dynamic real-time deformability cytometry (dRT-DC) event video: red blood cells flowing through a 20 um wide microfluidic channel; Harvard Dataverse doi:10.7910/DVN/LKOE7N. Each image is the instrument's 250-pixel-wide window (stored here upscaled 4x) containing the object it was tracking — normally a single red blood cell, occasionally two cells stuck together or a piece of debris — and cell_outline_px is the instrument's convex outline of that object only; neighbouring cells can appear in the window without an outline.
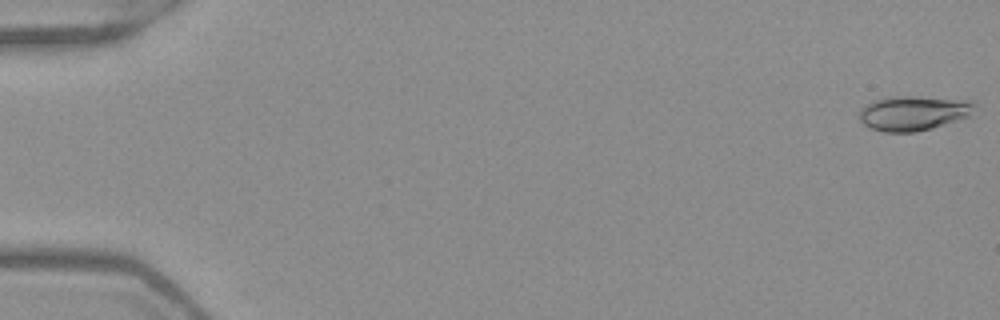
{"species": "Egyptian fruit bat (a non-hibernating species)", "species_latin": "Rousettus aegyptiacus", "temperature_condition": "warm", "stored_images_in_passage": 52, "camera_frame_rate_fps": 3000, "um_per_image_px": 0.085, "frame": {"image": 1, "passage_image": 1, "time_ms": 0.0, "image_size_px": [1000, 320], "cell_outline_px": [[976, 104], [972, 116], [932, 128], [916, 132], [884, 132], [868, 128], [860, 120], [860, 108], [876, 100], [888, 96], [916, 96], [972, 100]], "centroid_in_image_um": [77.68, 9.61], "position_along_channel_um": 7.3, "area_um2": 23.64}}
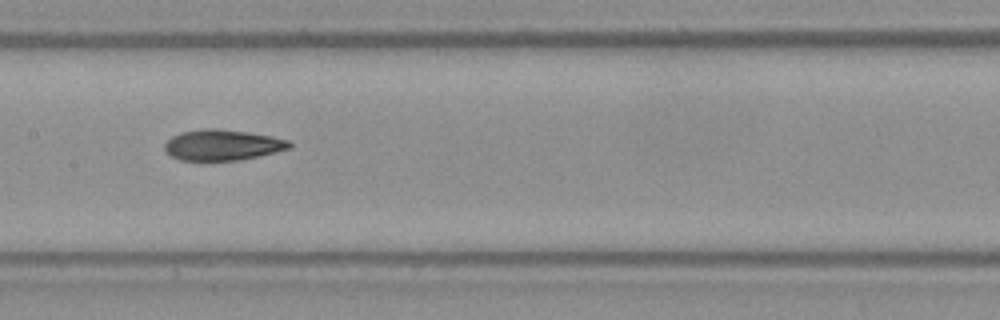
{"frame": {"image": 2, "passage_image": 27, "time_ms": 8.667, "image_size_px": [1000, 320], "cell_outline_px": [[292, 148], [260, 156], [240, 160], [180, 160], [164, 152], [164, 144], [172, 136], [180, 132], [204, 128], [216, 128], [248, 132], [272, 136], [288, 140], [292, 144]], "centroid_in_image_um": [18.91, 12.32], "position_along_channel_um": 188.5, "area_um2": 22.54}}
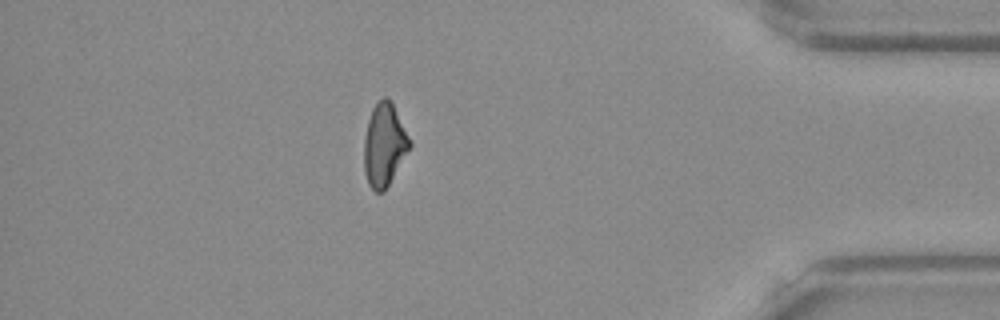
{"frame": {"image": 3, "passage_image": 46, "time_ms": 15.0, "image_size_px": [1000, 320], "cell_outline_px": [[412, 144], [384, 192], [376, 192], [368, 184], [364, 172], [364, 140], [368, 120], [372, 108], [384, 96], [388, 96]], "centroid_in_image_um": [32.64, 12.33], "position_along_channel_um": 402.6, "area_um2": 21.62}, "authors_computed_cell_mechanics": {"area_um2": 22.3975, "velocity_mm_per_s": 3.974, "shape_relaxation_time_tau1_ms": 7.4148, "shape_relaxation_time_tau2_ms": 6.1973, "deformation_change_tau1": 0.1969, "deformation_change_tau2": 0.1342}}